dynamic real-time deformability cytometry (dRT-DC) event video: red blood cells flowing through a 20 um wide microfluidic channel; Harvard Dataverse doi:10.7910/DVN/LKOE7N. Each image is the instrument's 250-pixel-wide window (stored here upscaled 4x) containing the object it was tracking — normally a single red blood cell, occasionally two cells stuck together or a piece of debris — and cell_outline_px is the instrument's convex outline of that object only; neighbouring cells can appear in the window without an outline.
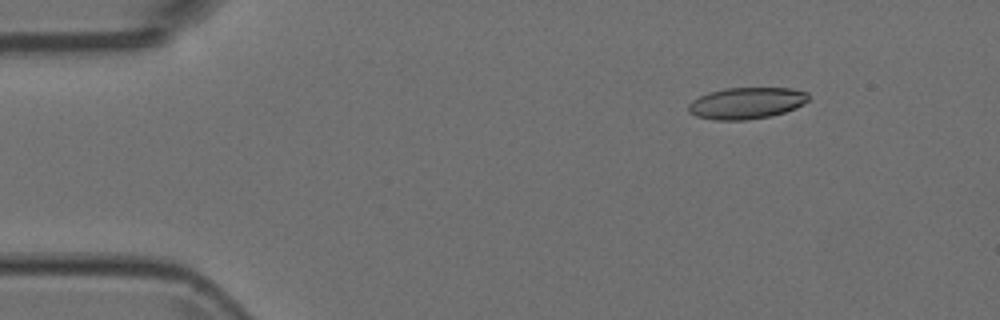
{"species": "Egyptian fruit bat (a non-hibernating species)", "species_latin": "Rousettus aegyptiacus", "temperature_condition": "room temperature", "stored_images_in_passage": 4, "camera_frame_rate_fps": 3000, "um_per_image_px": 0.085, "animal": {"sex": "female"}, "frame": {"image": 1, "passage_image": 2, "time_ms": 0.333, "image_size_px": [1000, 320], "cell_outline_px": [[808, 100], [804, 104], [796, 108], [772, 116], [744, 120], [716, 120], [696, 116], [688, 112], [688, 104], [692, 100], [708, 92], [724, 88], [792, 88], [808, 92]], "centroid_in_image_um": [63.45, 8.76], "position_along_channel_um": 21.5, "area_um2": 22.2}}